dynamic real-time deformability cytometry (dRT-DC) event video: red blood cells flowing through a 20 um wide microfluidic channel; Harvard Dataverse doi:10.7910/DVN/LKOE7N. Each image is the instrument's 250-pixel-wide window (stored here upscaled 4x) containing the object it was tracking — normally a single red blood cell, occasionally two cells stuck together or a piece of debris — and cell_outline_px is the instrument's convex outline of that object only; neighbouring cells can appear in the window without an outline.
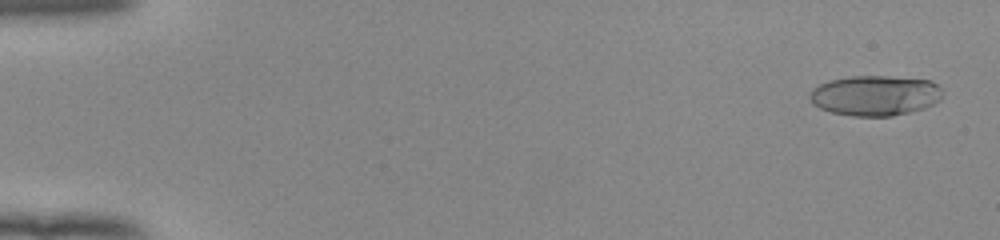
{"species": "human", "species_latin": "Homo sapiens", "temperature_condition": "room temperature", "stored_images_in_passage": 37, "camera_frame_rate_fps": 3000, "um_per_image_px": 0.085, "donor": {"sex": "female"}, "frame": {"image": 1, "passage_image": 3, "time_ms": 0.667, "image_size_px": [1000, 240], "cell_outline_px": [[940, 100], [924, 108], [892, 116], [852, 116], [832, 112], [820, 108], [812, 104], [808, 96], [812, 88], [828, 80], [848, 76], [888, 76], [932, 80], [940, 88]], "centroid_in_image_um": [74.33, 8.11], "position_along_channel_um": 10.7, "area_um2": 31.21}}
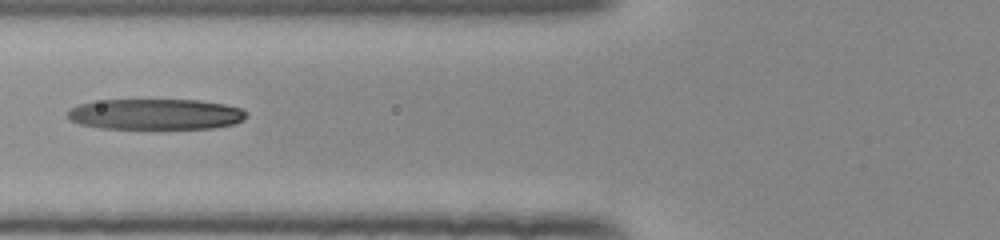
{"frame": {"image": 2, "passage_image": 23, "time_ms": 7.333, "image_size_px": [1000, 240], "cell_outline_px": [[248, 112], [244, 120], [236, 124], [212, 128], [100, 128], [80, 124], [72, 120], [68, 116], [68, 112], [72, 108], [80, 104], [92, 100], [200, 100], [224, 104], [240, 108]], "centroid_in_image_um": [13.26, 9.7], "position_along_channel_um": 112.5, "area_um2": 32.02}}
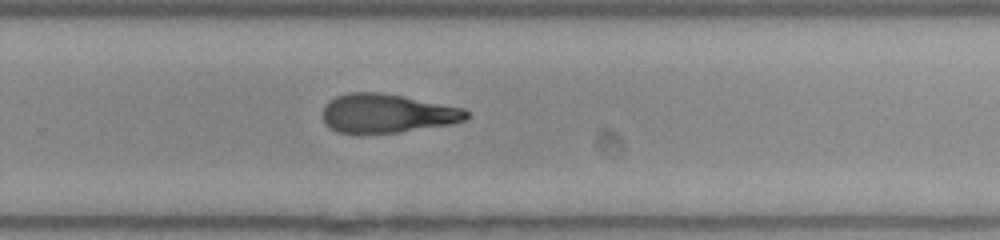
{"frame": {"image": 3, "passage_image": 37, "time_ms": 12.0, "image_size_px": [1000, 240], "cell_outline_px": [[468, 120], [452, 124], [400, 132], [336, 132], [324, 124], [324, 104], [328, 100], [336, 96], [348, 92], [380, 92], [404, 96], [464, 108], [468, 112]], "centroid_in_image_um": [32.92, 9.62], "position_along_channel_um": 296.9, "area_um2": 32.6}}